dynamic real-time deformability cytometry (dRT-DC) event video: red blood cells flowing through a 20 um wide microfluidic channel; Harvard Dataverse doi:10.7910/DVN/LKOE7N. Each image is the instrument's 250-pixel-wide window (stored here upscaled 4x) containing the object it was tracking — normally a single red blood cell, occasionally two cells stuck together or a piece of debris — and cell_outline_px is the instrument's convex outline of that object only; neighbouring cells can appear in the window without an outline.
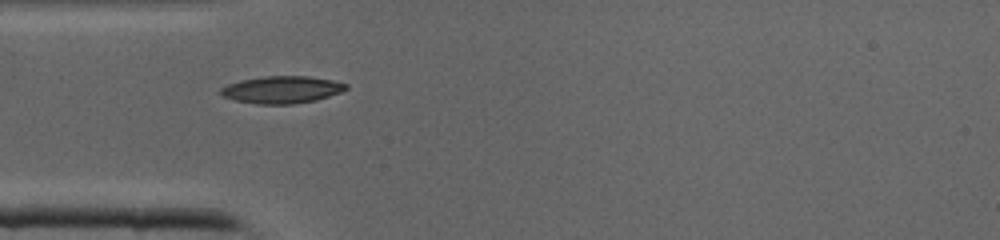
{"species": "common noctule bat (a hibernating species)", "species_latin": "Nyctalus noctula", "temperature_condition": "cold", "stored_images_in_passage": 30, "camera_frame_rate_fps": 3000, "um_per_image_px": 0.085, "animal": {"sex": "male", "body_mass_g": 19.0, "forearm_length_mm": 50.8}, "frame": {"image": 1, "passage_image": 1, "time_ms": 0.0, "image_size_px": [1000, 240], "cell_outline_px": [[348, 88], [340, 92], [316, 100], [292, 104], [256, 104], [236, 100], [224, 96], [220, 92], [220, 88], [228, 84], [240, 80], [264, 76], [308, 76], [332, 80], [348, 84]], "centroid_in_image_um": [23.96, 7.61], "position_along_channel_um": 61.0, "area_um2": 19.77}}
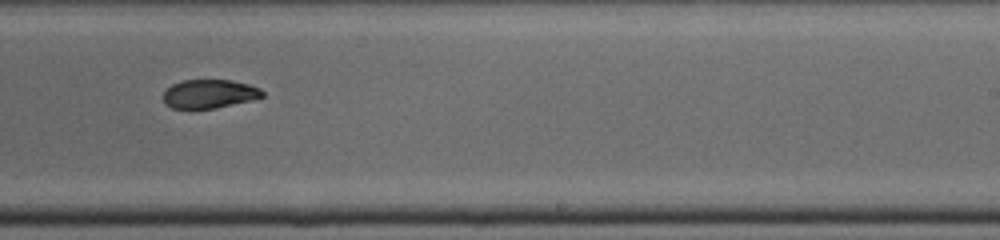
{"frame": {"image": 2, "passage_image": 14, "time_ms": 4.333, "image_size_px": [1000, 240], "cell_outline_px": [[264, 96], [252, 100], [216, 108], [172, 108], [164, 104], [164, 92], [172, 84], [184, 80], [232, 80], [248, 84], [260, 88], [264, 92]], "centroid_in_image_um": [17.81, 7.97], "position_along_channel_um": 271.2, "area_um2": 16.53}}
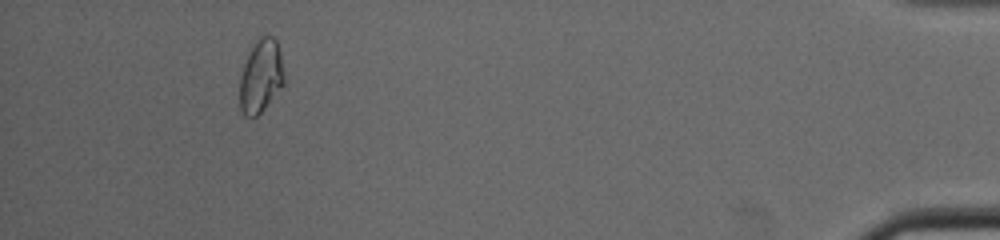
{"frame": {"image": 3, "passage_image": 27, "time_ms": 8.667, "image_size_px": [1000, 240], "cell_outline_px": [[284, 84], [264, 108], [256, 116], [244, 116], [240, 108], [240, 76], [244, 64], [256, 40], [260, 36], [272, 36], [276, 40], [280, 52], [284, 72]], "centroid_in_image_um": [22.18, 6.47], "position_along_channel_um": 413.0, "area_um2": 18.67}}